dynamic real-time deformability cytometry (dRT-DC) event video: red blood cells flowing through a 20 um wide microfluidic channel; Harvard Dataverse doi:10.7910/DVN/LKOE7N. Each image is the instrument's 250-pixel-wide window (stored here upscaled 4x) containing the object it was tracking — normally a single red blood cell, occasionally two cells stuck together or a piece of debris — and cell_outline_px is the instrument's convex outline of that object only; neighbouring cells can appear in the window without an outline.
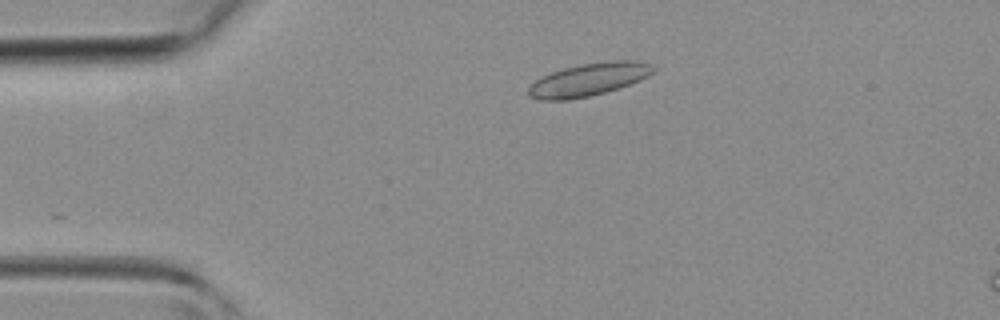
{"species": "common noctule bat (a hibernating species)", "species_latin": "Nyctalus noctula", "temperature_condition": "room temperature", "stored_images_in_passage": 38, "camera_frame_rate_fps": 3000, "um_per_image_px": 0.085, "animal": {"sex": "female", "body_mass_g": 19.3, "forearm_length_mm": 54.1}, "frame": {"image": 1, "passage_image": 4, "time_ms": 1.0, "image_size_px": [1000, 320], "cell_outline_px": [[656, 68], [648, 76], [640, 80], [604, 92], [588, 96], [568, 100], [540, 100], [528, 96], [528, 88], [540, 76], [564, 68], [580, 64], [608, 60], [636, 60], [652, 64]], "centroid_in_image_um": [50.03, 6.75], "position_along_channel_um": 35.0, "area_um2": 23.81}}
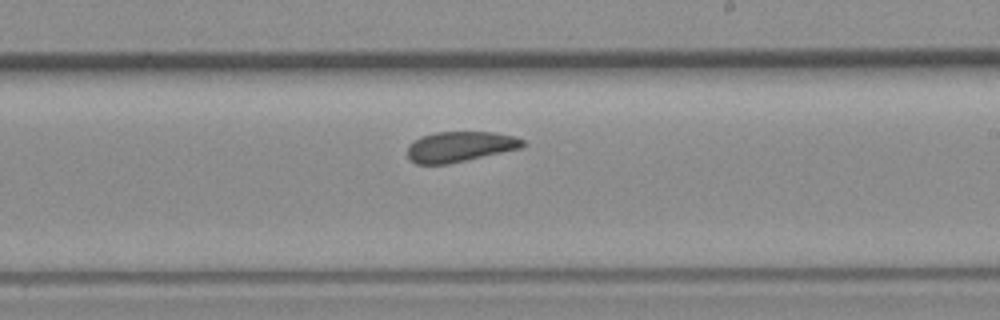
{"frame": {"image": 2, "passage_image": 20, "time_ms": 6.333, "image_size_px": [1000, 320], "cell_outline_px": [[528, 144], [520, 148], [448, 164], [416, 164], [408, 156], [408, 144], [412, 140], [420, 136], [436, 132], [496, 132], [516, 136], [524, 140]], "centroid_in_image_um": [39.1, 12.45], "position_along_channel_um": 249.9, "area_um2": 20.52}}
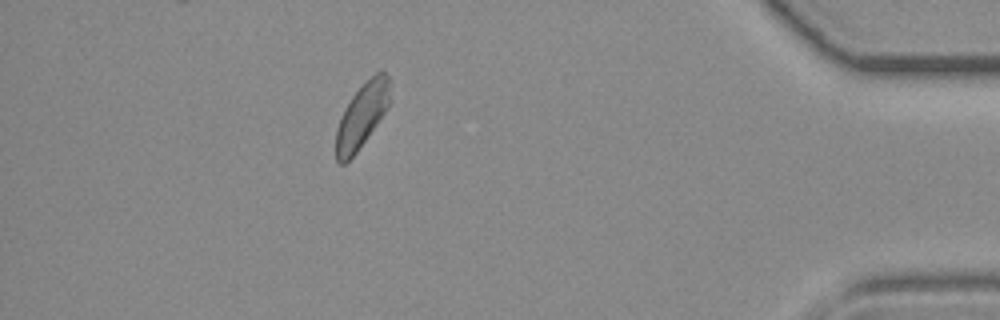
{"frame": {"image": 3, "passage_image": 33, "time_ms": 10.667, "image_size_px": [1000, 320], "cell_outline_px": [[388, 108], [356, 152], [344, 164], [340, 164], [336, 160], [336, 128], [344, 108], [352, 96], [380, 68], [388, 76]], "centroid_in_image_um": [30.73, 9.84], "position_along_channel_um": 404.5, "area_um2": 19.71}}